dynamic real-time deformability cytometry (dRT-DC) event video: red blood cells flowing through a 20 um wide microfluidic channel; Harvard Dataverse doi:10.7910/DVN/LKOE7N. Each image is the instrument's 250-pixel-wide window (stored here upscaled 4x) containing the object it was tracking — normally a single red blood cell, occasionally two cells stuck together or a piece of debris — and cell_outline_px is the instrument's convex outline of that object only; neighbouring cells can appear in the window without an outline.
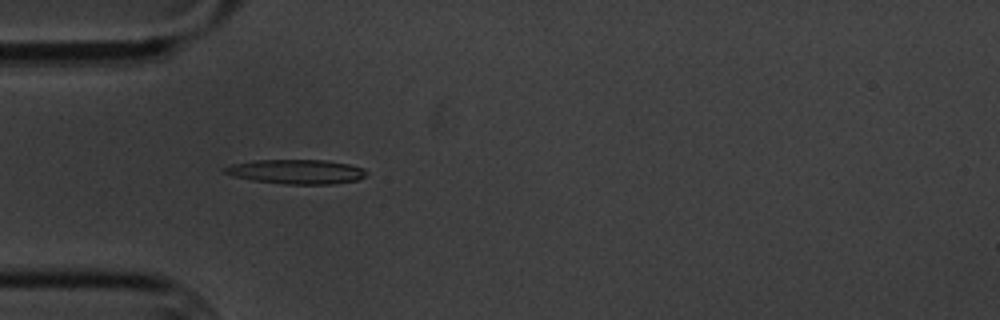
{"species": "common noctule bat (a hibernating species)", "species_latin": "Nyctalus noctula", "temperature_condition": "cold", "stored_images_in_passage": 7, "camera_frame_rate_fps": 3000, "um_per_image_px": 0.085, "animal": {"sex": "male", "body_mass_g": 20.1, "forearm_length_mm": 53.5}, "frame": {"image": 1, "passage_image": 5, "time_ms": 4.667, "image_size_px": [1000, 320], "cell_outline_px": [[368, 172], [364, 176], [356, 180], [332, 184], [284, 184], [252, 180], [220, 172], [224, 168], [232, 164], [252, 160], [324, 160], [348, 164], [364, 168]], "centroid_in_image_um": [25.17, 14.59], "position_along_channel_um": 59.8, "area_um2": 20.11}}
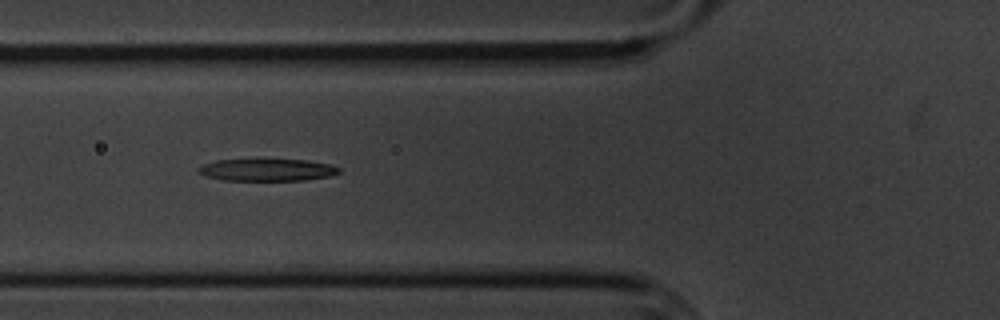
{"frame": {"image": 2, "passage_image": 6, "time_ms": 6.0, "image_size_px": [1000, 320], "cell_outline_px": [[340, 172], [332, 176], [304, 180], [224, 180], [204, 176], [196, 172], [196, 168], [200, 164], [216, 160], [264, 156], [308, 160], [332, 164], [340, 168]], "centroid_in_image_um": [22.65, 14.38], "position_along_channel_um": 103.1, "area_um2": 19.65}}
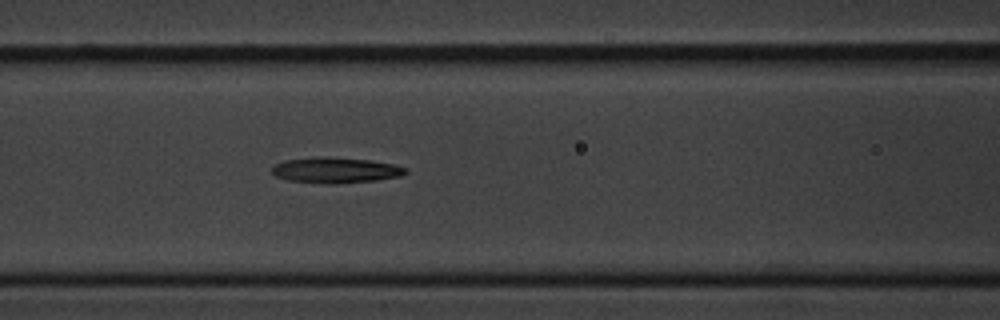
{"frame": {"image": 3, "passage_image": 7, "time_ms": 7.0, "image_size_px": [1000, 320], "cell_outline_px": [[408, 172], [400, 176], [376, 180], [336, 184], [328, 184], [288, 180], [276, 176], [272, 172], [272, 168], [276, 164], [284, 160], [320, 156], [324, 156], [368, 160], [392, 164], [408, 168]], "centroid_in_image_um": [28.52, 14.46], "position_along_channel_um": 138.1, "area_um2": 19.94}}